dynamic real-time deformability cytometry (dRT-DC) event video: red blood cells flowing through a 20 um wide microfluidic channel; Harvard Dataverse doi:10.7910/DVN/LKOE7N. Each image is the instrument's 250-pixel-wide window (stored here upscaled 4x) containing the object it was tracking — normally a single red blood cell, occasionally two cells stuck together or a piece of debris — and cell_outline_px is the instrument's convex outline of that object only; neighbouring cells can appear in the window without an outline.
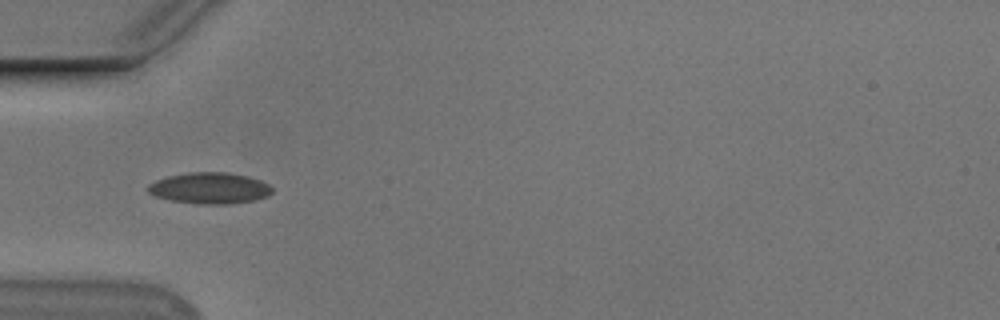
{"species": "Egyptian fruit bat (a non-hibernating species)", "species_latin": "Rousettus aegyptiacus", "temperature_condition": "cold", "stored_images_in_passage": 12, "camera_frame_rate_fps": 3000, "um_per_image_px": 0.085, "animal": {"sex": "male"}, "frame": {"image": 1, "passage_image": 3, "time_ms": 0.667, "image_size_px": [1000, 320], "cell_outline_px": [[272, 192], [268, 196], [256, 200], [228, 204], [196, 204], [172, 200], [156, 196], [148, 192], [148, 184], [156, 180], [168, 176], [188, 172], [228, 172], [248, 176], [260, 180], [268, 184], [272, 188]], "centroid_in_image_um": [17.84, 15.99], "position_along_channel_um": 67.2, "area_um2": 22.66}}